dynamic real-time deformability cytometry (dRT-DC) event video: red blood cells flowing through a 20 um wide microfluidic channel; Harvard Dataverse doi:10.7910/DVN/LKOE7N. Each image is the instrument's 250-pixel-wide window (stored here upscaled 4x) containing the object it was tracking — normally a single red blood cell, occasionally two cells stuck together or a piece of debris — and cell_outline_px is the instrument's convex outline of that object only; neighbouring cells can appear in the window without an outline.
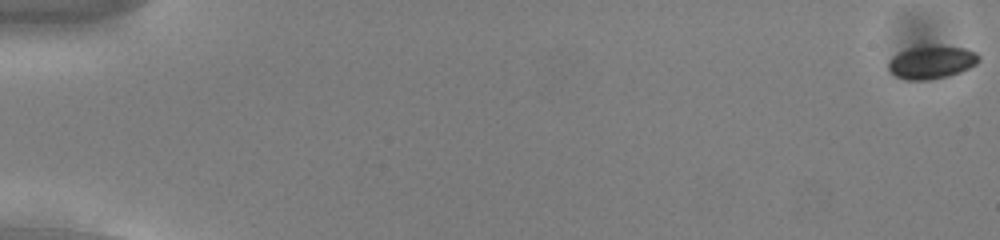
{"species": "common noctule bat (a hibernating species)", "species_latin": "Nyctalus noctula", "temperature_condition": "cold", "stored_images_in_passage": 56, "camera_frame_rate_fps": 3000, "um_per_image_px": 0.085, "animal": {"sex": "male", "body_mass_g": 13.0, "forearm_length_mm": 53.1}, "frame": {"image": 1, "passage_image": 1, "time_ms": 0.0, "image_size_px": [1000, 240], "cell_outline_px": [[980, 60], [976, 64], [960, 72], [948, 76], [928, 80], [908, 80], [896, 76], [888, 68], [888, 60], [892, 56], [900, 52], [912, 48], [964, 48], [976, 52], [980, 56]], "centroid_in_image_um": [79.18, 5.33], "position_along_channel_um": 5.8, "area_um2": 16.76}}
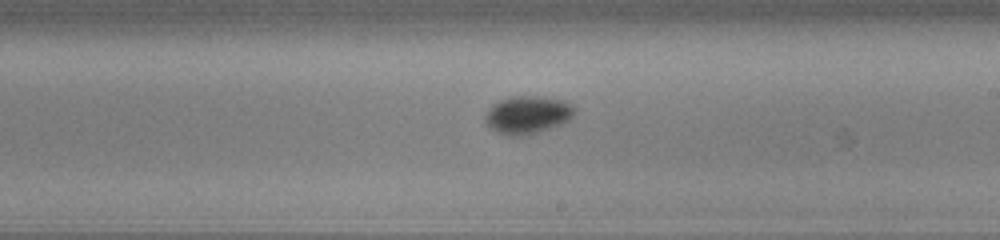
{"frame": {"image": 2, "passage_image": 34, "time_ms": 11.0, "image_size_px": [1000, 240], "cell_outline_px": [[576, 112], [568, 120], [560, 124], [528, 136], [512, 136], [496, 132], [484, 120], [484, 116], [492, 104], [500, 100], [512, 96], [540, 96], [564, 100], [572, 104], [576, 108]], "centroid_in_image_um": [44.86, 9.75], "position_along_channel_um": 244.1, "area_um2": 19.83}}
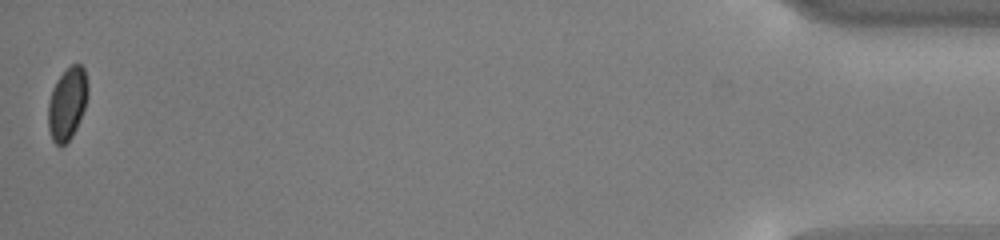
{"frame": {"image": 3, "passage_image": 56, "time_ms": 18.333, "image_size_px": [1000, 240], "cell_outline_px": [[88, 96], [80, 120], [72, 136], [64, 144], [56, 144], [52, 140], [48, 128], [48, 104], [52, 88], [56, 80], [72, 64], [80, 64], [84, 68], [88, 84]], "centroid_in_image_um": [5.72, 8.79], "position_along_channel_um": 429.5, "area_um2": 16.7}, "authors_computed_cell_mechanics": {"area_um2": 17.2822, "velocity_mm_per_s": 3.7604, "shape_relaxation_time_tau1_ms": 2.7322, "shape_relaxation_time_tau2_ms": null, "deformation_change_tau1": 0.0519, "deformation_change_tau2": null}}